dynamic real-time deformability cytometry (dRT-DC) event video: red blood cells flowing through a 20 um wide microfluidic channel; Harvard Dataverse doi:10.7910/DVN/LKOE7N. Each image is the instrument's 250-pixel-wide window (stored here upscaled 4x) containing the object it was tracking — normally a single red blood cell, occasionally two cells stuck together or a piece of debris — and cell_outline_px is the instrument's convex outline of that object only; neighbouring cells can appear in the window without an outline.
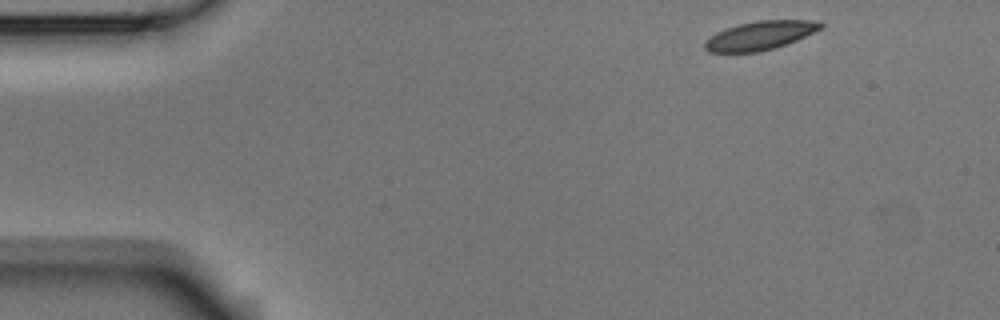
{"species": "Egyptian fruit bat (a non-hibernating species)", "species_latin": "Rousettus aegyptiacus", "temperature_condition": "room temperature", "stored_images_in_passage": 5, "camera_frame_rate_fps": 3000, "um_per_image_px": 0.085, "animal": {"sex": "male"}, "frame": {"image": 1, "passage_image": 1, "time_ms": 0.0, "image_size_px": [1000, 320], "cell_outline_px": [[824, 28], [796, 40], [776, 48], [760, 52], [708, 52], [704, 48], [704, 40], [716, 32], [740, 24], [756, 20], [812, 20], [824, 24]], "centroid_in_image_um": [64.61, 3.02], "position_along_channel_um": 20.4, "area_um2": 19.48}}
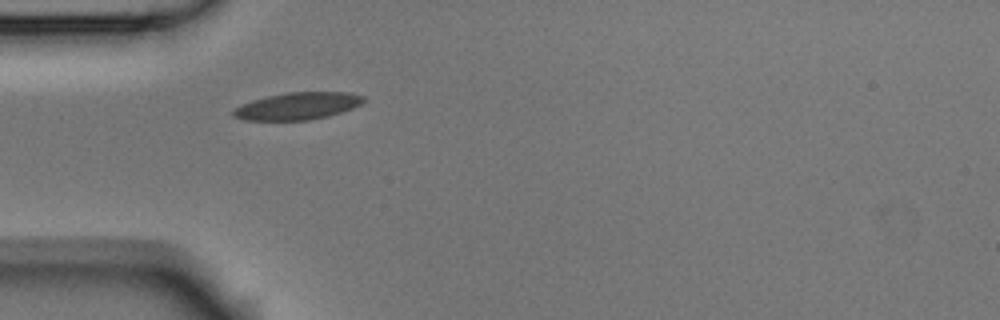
{"frame": {"image": 2, "passage_image": 4, "time_ms": 1.0, "image_size_px": [1000, 320], "cell_outline_px": [[364, 100], [360, 104], [352, 108], [328, 116], [308, 120], [244, 120], [232, 116], [232, 112], [240, 104], [252, 100], [268, 96], [288, 92], [348, 92], [364, 96]], "centroid_in_image_um": [25.27, 9.01], "position_along_channel_um": 59.7, "area_um2": 20.52}}
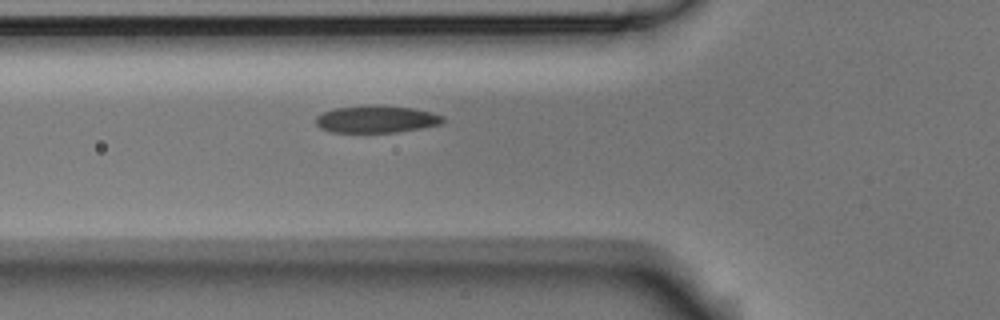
{"frame": {"image": 3, "passage_image": 5, "time_ms": 1.333, "image_size_px": [1000, 320], "cell_outline_px": [[444, 120], [440, 124], [420, 128], [396, 132], [332, 132], [320, 128], [316, 124], [316, 116], [320, 112], [332, 108], [376, 104], [380, 104], [412, 108], [432, 112], [444, 116]], "centroid_in_image_um": [31.95, 10.11], "position_along_channel_um": 93.8, "area_um2": 20.4}}